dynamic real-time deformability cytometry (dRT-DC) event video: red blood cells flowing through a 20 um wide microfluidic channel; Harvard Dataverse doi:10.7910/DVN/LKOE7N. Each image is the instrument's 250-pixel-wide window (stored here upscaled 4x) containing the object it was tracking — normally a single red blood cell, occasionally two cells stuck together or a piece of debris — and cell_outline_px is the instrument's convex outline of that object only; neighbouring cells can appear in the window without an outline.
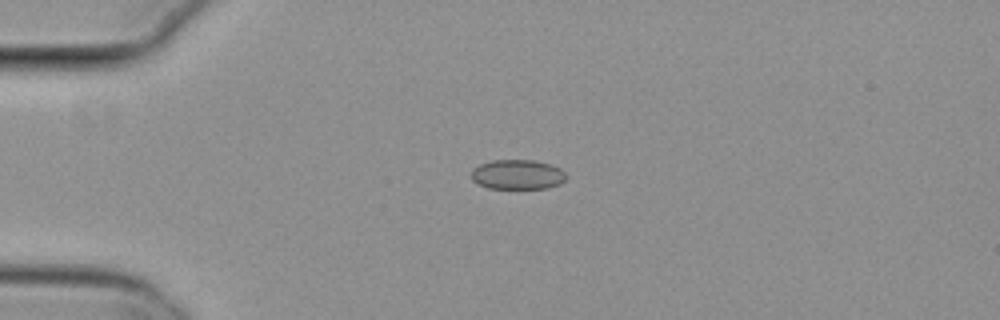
{"species": "common noctule bat (a hibernating species)", "species_latin": "Nyctalus noctula", "temperature_condition": "cold", "stored_images_in_passage": 3, "camera_frame_rate_fps": 3000, "um_per_image_px": 0.085, "animal": {"sex": "female", "body_mass_g": 29.2, "forearm_length_mm": 56.3}, "frame": {"image": 1, "passage_image": 1, "time_ms": 0.0, "image_size_px": [1000, 320], "cell_outline_px": [[568, 176], [560, 184], [548, 188], [488, 188], [476, 184], [472, 180], [472, 168], [480, 164], [492, 160], [536, 160], [552, 164], [560, 168]], "centroid_in_image_um": [44.0, 14.83], "position_along_channel_um": 41.0, "area_um2": 16.65}}
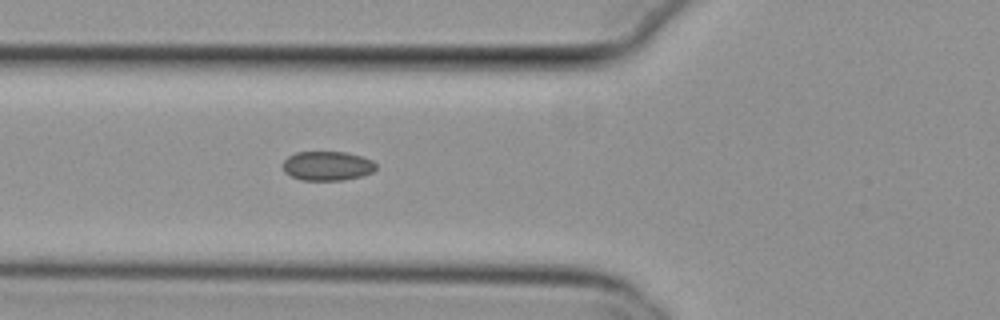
{"frame": {"image": 2, "passage_image": 3, "time_ms": 0.667, "image_size_px": [1000, 320], "cell_outline_px": [[376, 168], [372, 172], [360, 176], [340, 180], [300, 180], [284, 172], [280, 164], [288, 156], [296, 152], [348, 152], [372, 160], [376, 164]], "centroid_in_image_um": [27.77, 14.09], "position_along_channel_um": 98.0, "area_um2": 15.95}}